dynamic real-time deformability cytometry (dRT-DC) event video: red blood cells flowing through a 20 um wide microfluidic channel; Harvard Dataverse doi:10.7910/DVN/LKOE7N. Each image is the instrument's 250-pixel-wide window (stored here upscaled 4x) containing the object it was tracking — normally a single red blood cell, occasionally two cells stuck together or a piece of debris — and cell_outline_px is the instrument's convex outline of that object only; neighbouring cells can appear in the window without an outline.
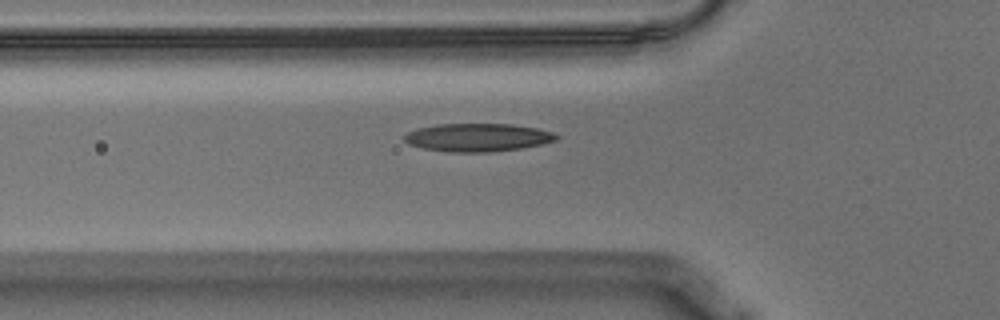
{"species": "Egyptian fruit bat (a non-hibernating species)", "species_latin": "Rousettus aegyptiacus", "temperature_condition": "warm", "stored_images_in_passage": 39, "camera_frame_rate_fps": 3000, "um_per_image_px": 0.085, "animal": {"sex": "male"}, "frame": {"image": 1, "passage_image": 5, "time_ms": 1.333, "image_size_px": [1000, 320], "cell_outline_px": [[560, 136], [556, 140], [524, 148], [492, 152], [452, 152], [424, 148], [408, 144], [404, 140], [404, 136], [408, 132], [420, 128], [436, 124], [512, 124], [536, 128], [552, 132]], "centroid_in_image_um": [40.62, 11.68], "position_along_channel_um": 85.2, "area_um2": 24.8}}
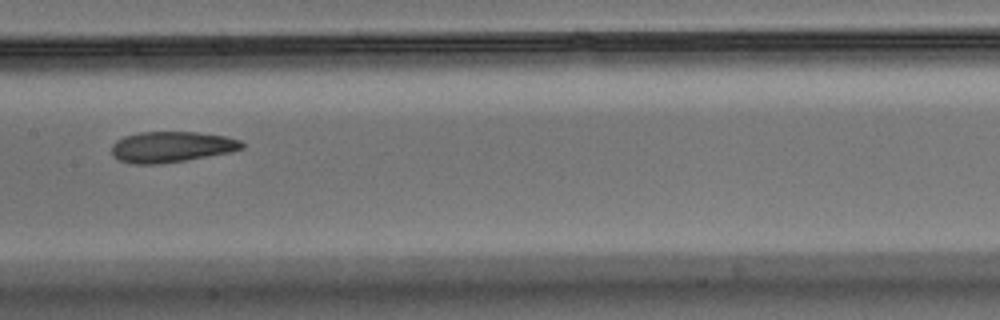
{"frame": {"image": 2, "passage_image": 14, "time_ms": 4.333, "image_size_px": [1000, 320], "cell_outline_px": [[244, 148], [232, 152], [184, 160], [156, 164], [132, 164], [120, 160], [112, 156], [112, 144], [116, 140], [124, 136], [140, 132], [196, 132], [224, 136], [240, 140], [244, 144]], "centroid_in_image_um": [14.56, 12.48], "position_along_channel_um": 192.8, "area_um2": 23.35}}
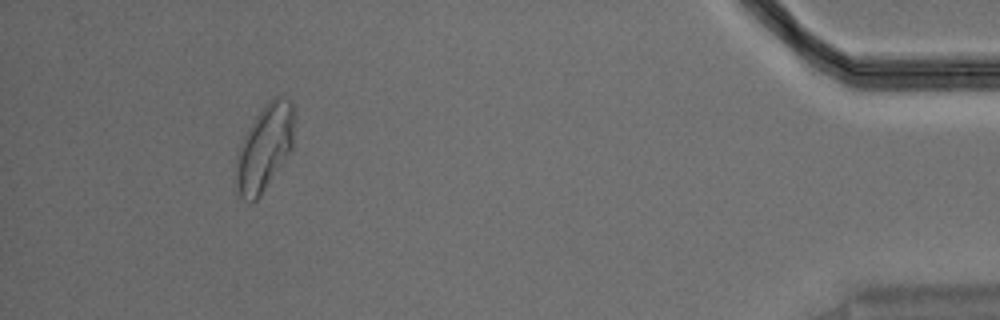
{"frame": {"image": 3, "passage_image": 38, "time_ms": 12.333, "image_size_px": [1000, 320], "cell_outline_px": [[292, 148], [288, 156], [260, 196], [256, 200], [248, 204], [236, 192], [236, 156], [240, 144], [252, 120], [264, 104], [268, 100], [276, 96], [280, 96], [292, 100]], "centroid_in_image_um": [22.45, 12.58], "position_along_channel_um": 412.7, "area_um2": 29.19}}